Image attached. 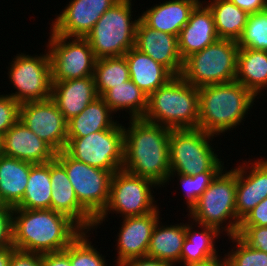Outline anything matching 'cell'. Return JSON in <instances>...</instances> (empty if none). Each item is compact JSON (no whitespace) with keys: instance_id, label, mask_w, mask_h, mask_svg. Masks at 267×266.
Here are the masks:
<instances>
[{"instance_id":"cell-39","label":"cell","mask_w":267,"mask_h":266,"mask_svg":"<svg viewBox=\"0 0 267 266\" xmlns=\"http://www.w3.org/2000/svg\"><path fill=\"white\" fill-rule=\"evenodd\" d=\"M237 235L251 248L267 253V227L239 226Z\"/></svg>"},{"instance_id":"cell-37","label":"cell","mask_w":267,"mask_h":266,"mask_svg":"<svg viewBox=\"0 0 267 266\" xmlns=\"http://www.w3.org/2000/svg\"><path fill=\"white\" fill-rule=\"evenodd\" d=\"M218 173L219 172H205L196 175L170 174L167 184L174 179V176H176L177 179L179 178L178 182L180 183V187L182 186V192H184L183 197L186 198L185 201L189 212Z\"/></svg>"},{"instance_id":"cell-41","label":"cell","mask_w":267,"mask_h":266,"mask_svg":"<svg viewBox=\"0 0 267 266\" xmlns=\"http://www.w3.org/2000/svg\"><path fill=\"white\" fill-rule=\"evenodd\" d=\"M240 226L267 227V198L263 199L241 220Z\"/></svg>"},{"instance_id":"cell-11","label":"cell","mask_w":267,"mask_h":266,"mask_svg":"<svg viewBox=\"0 0 267 266\" xmlns=\"http://www.w3.org/2000/svg\"><path fill=\"white\" fill-rule=\"evenodd\" d=\"M44 52L40 56L19 53L8 67V78L16 91L6 95L19 104L51 98V61L48 50Z\"/></svg>"},{"instance_id":"cell-7","label":"cell","mask_w":267,"mask_h":266,"mask_svg":"<svg viewBox=\"0 0 267 266\" xmlns=\"http://www.w3.org/2000/svg\"><path fill=\"white\" fill-rule=\"evenodd\" d=\"M132 6V0H119L97 20L87 34L85 39L96 59L124 56L135 47L139 18L132 20Z\"/></svg>"},{"instance_id":"cell-15","label":"cell","mask_w":267,"mask_h":266,"mask_svg":"<svg viewBox=\"0 0 267 266\" xmlns=\"http://www.w3.org/2000/svg\"><path fill=\"white\" fill-rule=\"evenodd\" d=\"M119 0H71L56 15L51 30L66 37L85 38L97 20Z\"/></svg>"},{"instance_id":"cell-45","label":"cell","mask_w":267,"mask_h":266,"mask_svg":"<svg viewBox=\"0 0 267 266\" xmlns=\"http://www.w3.org/2000/svg\"><path fill=\"white\" fill-rule=\"evenodd\" d=\"M119 266H173L169 262L150 257H139L126 260Z\"/></svg>"},{"instance_id":"cell-43","label":"cell","mask_w":267,"mask_h":266,"mask_svg":"<svg viewBox=\"0 0 267 266\" xmlns=\"http://www.w3.org/2000/svg\"><path fill=\"white\" fill-rule=\"evenodd\" d=\"M42 266H71L70 244L64 250L43 253Z\"/></svg>"},{"instance_id":"cell-34","label":"cell","mask_w":267,"mask_h":266,"mask_svg":"<svg viewBox=\"0 0 267 266\" xmlns=\"http://www.w3.org/2000/svg\"><path fill=\"white\" fill-rule=\"evenodd\" d=\"M237 44L239 48L267 51V9L249 14Z\"/></svg>"},{"instance_id":"cell-4","label":"cell","mask_w":267,"mask_h":266,"mask_svg":"<svg viewBox=\"0 0 267 266\" xmlns=\"http://www.w3.org/2000/svg\"><path fill=\"white\" fill-rule=\"evenodd\" d=\"M143 119L170 129H197L199 88L174 76L148 97Z\"/></svg>"},{"instance_id":"cell-49","label":"cell","mask_w":267,"mask_h":266,"mask_svg":"<svg viewBox=\"0 0 267 266\" xmlns=\"http://www.w3.org/2000/svg\"><path fill=\"white\" fill-rule=\"evenodd\" d=\"M2 207H10V206L5 205L3 200L0 197V208H2Z\"/></svg>"},{"instance_id":"cell-30","label":"cell","mask_w":267,"mask_h":266,"mask_svg":"<svg viewBox=\"0 0 267 266\" xmlns=\"http://www.w3.org/2000/svg\"><path fill=\"white\" fill-rule=\"evenodd\" d=\"M101 97L115 114L126 109L130 119L143 118L147 111L148 96L131 79L108 89Z\"/></svg>"},{"instance_id":"cell-1","label":"cell","mask_w":267,"mask_h":266,"mask_svg":"<svg viewBox=\"0 0 267 266\" xmlns=\"http://www.w3.org/2000/svg\"><path fill=\"white\" fill-rule=\"evenodd\" d=\"M124 129L122 169L164 187L170 175L169 134L171 129L143 118L129 119ZM164 185V186H163Z\"/></svg>"},{"instance_id":"cell-22","label":"cell","mask_w":267,"mask_h":266,"mask_svg":"<svg viewBox=\"0 0 267 266\" xmlns=\"http://www.w3.org/2000/svg\"><path fill=\"white\" fill-rule=\"evenodd\" d=\"M99 97L93 76L52 81L51 99L68 122Z\"/></svg>"},{"instance_id":"cell-13","label":"cell","mask_w":267,"mask_h":266,"mask_svg":"<svg viewBox=\"0 0 267 266\" xmlns=\"http://www.w3.org/2000/svg\"><path fill=\"white\" fill-rule=\"evenodd\" d=\"M50 31L45 46L50 56L52 81L93 76L97 59L89 42L85 38H70Z\"/></svg>"},{"instance_id":"cell-32","label":"cell","mask_w":267,"mask_h":266,"mask_svg":"<svg viewBox=\"0 0 267 266\" xmlns=\"http://www.w3.org/2000/svg\"><path fill=\"white\" fill-rule=\"evenodd\" d=\"M50 162L34 164L22 201L14 209H51Z\"/></svg>"},{"instance_id":"cell-33","label":"cell","mask_w":267,"mask_h":266,"mask_svg":"<svg viewBox=\"0 0 267 266\" xmlns=\"http://www.w3.org/2000/svg\"><path fill=\"white\" fill-rule=\"evenodd\" d=\"M93 79L99 96L108 89L130 79L129 67L124 56L97 59Z\"/></svg>"},{"instance_id":"cell-18","label":"cell","mask_w":267,"mask_h":266,"mask_svg":"<svg viewBox=\"0 0 267 266\" xmlns=\"http://www.w3.org/2000/svg\"><path fill=\"white\" fill-rule=\"evenodd\" d=\"M51 209L68 216L82 230L93 231L95 218L79 203L65 168L50 162Z\"/></svg>"},{"instance_id":"cell-38","label":"cell","mask_w":267,"mask_h":266,"mask_svg":"<svg viewBox=\"0 0 267 266\" xmlns=\"http://www.w3.org/2000/svg\"><path fill=\"white\" fill-rule=\"evenodd\" d=\"M20 104L9 95H0V135H4L19 120Z\"/></svg>"},{"instance_id":"cell-6","label":"cell","mask_w":267,"mask_h":266,"mask_svg":"<svg viewBox=\"0 0 267 266\" xmlns=\"http://www.w3.org/2000/svg\"><path fill=\"white\" fill-rule=\"evenodd\" d=\"M213 134L201 129H171L169 134L170 174L196 175L220 172L224 162L211 146ZM211 140V141H210Z\"/></svg>"},{"instance_id":"cell-5","label":"cell","mask_w":267,"mask_h":266,"mask_svg":"<svg viewBox=\"0 0 267 266\" xmlns=\"http://www.w3.org/2000/svg\"><path fill=\"white\" fill-rule=\"evenodd\" d=\"M225 168L216 175L187 215L197 224L213 226L222 234L233 236L237 235L240 226L236 214L237 167L229 171Z\"/></svg>"},{"instance_id":"cell-25","label":"cell","mask_w":267,"mask_h":266,"mask_svg":"<svg viewBox=\"0 0 267 266\" xmlns=\"http://www.w3.org/2000/svg\"><path fill=\"white\" fill-rule=\"evenodd\" d=\"M186 239V224L162 225L158 220L155 225L147 257L169 262L173 266L181 265V252Z\"/></svg>"},{"instance_id":"cell-35","label":"cell","mask_w":267,"mask_h":266,"mask_svg":"<svg viewBox=\"0 0 267 266\" xmlns=\"http://www.w3.org/2000/svg\"><path fill=\"white\" fill-rule=\"evenodd\" d=\"M83 230L70 243V262L71 266H107V260L97 251V247L92 245L90 234ZM88 234V235H87Z\"/></svg>"},{"instance_id":"cell-12","label":"cell","mask_w":267,"mask_h":266,"mask_svg":"<svg viewBox=\"0 0 267 266\" xmlns=\"http://www.w3.org/2000/svg\"><path fill=\"white\" fill-rule=\"evenodd\" d=\"M55 159L65 168L79 203L96 219L107 206L112 173L80 162L65 150Z\"/></svg>"},{"instance_id":"cell-16","label":"cell","mask_w":267,"mask_h":266,"mask_svg":"<svg viewBox=\"0 0 267 266\" xmlns=\"http://www.w3.org/2000/svg\"><path fill=\"white\" fill-rule=\"evenodd\" d=\"M159 208L142 216L124 217L116 239V266L132 258L146 257L151 235L161 216Z\"/></svg>"},{"instance_id":"cell-46","label":"cell","mask_w":267,"mask_h":266,"mask_svg":"<svg viewBox=\"0 0 267 266\" xmlns=\"http://www.w3.org/2000/svg\"><path fill=\"white\" fill-rule=\"evenodd\" d=\"M188 266H228V265H227L226 256L221 258L220 255L218 254V255H216L212 258H209L205 261L193 263V264H190Z\"/></svg>"},{"instance_id":"cell-24","label":"cell","mask_w":267,"mask_h":266,"mask_svg":"<svg viewBox=\"0 0 267 266\" xmlns=\"http://www.w3.org/2000/svg\"><path fill=\"white\" fill-rule=\"evenodd\" d=\"M124 57L128 63L130 79L148 97L174 77L165 66L135 47L128 50Z\"/></svg>"},{"instance_id":"cell-21","label":"cell","mask_w":267,"mask_h":266,"mask_svg":"<svg viewBox=\"0 0 267 266\" xmlns=\"http://www.w3.org/2000/svg\"><path fill=\"white\" fill-rule=\"evenodd\" d=\"M218 39L213 13L201 1L191 12L189 21L178 35V48L182 60L184 61L193 53L202 51Z\"/></svg>"},{"instance_id":"cell-10","label":"cell","mask_w":267,"mask_h":266,"mask_svg":"<svg viewBox=\"0 0 267 266\" xmlns=\"http://www.w3.org/2000/svg\"><path fill=\"white\" fill-rule=\"evenodd\" d=\"M65 151L74 159L112 174L124 162V129L117 122L112 128L85 137H67Z\"/></svg>"},{"instance_id":"cell-27","label":"cell","mask_w":267,"mask_h":266,"mask_svg":"<svg viewBox=\"0 0 267 266\" xmlns=\"http://www.w3.org/2000/svg\"><path fill=\"white\" fill-rule=\"evenodd\" d=\"M188 223H186V239L181 252V266L202 262L218 255L215 240L222 232L213 226L197 224L193 220ZM193 225L201 228V231H197Z\"/></svg>"},{"instance_id":"cell-17","label":"cell","mask_w":267,"mask_h":266,"mask_svg":"<svg viewBox=\"0 0 267 266\" xmlns=\"http://www.w3.org/2000/svg\"><path fill=\"white\" fill-rule=\"evenodd\" d=\"M237 166L236 214L241 222L256 205L267 198V159L260 157L253 161L244 160L242 165Z\"/></svg>"},{"instance_id":"cell-26","label":"cell","mask_w":267,"mask_h":266,"mask_svg":"<svg viewBox=\"0 0 267 266\" xmlns=\"http://www.w3.org/2000/svg\"><path fill=\"white\" fill-rule=\"evenodd\" d=\"M33 163L0 157V197L4 204L15 208L24 196Z\"/></svg>"},{"instance_id":"cell-19","label":"cell","mask_w":267,"mask_h":266,"mask_svg":"<svg viewBox=\"0 0 267 266\" xmlns=\"http://www.w3.org/2000/svg\"><path fill=\"white\" fill-rule=\"evenodd\" d=\"M135 48L165 66L174 76L181 75L184 61L179 53L178 36L157 31L139 18Z\"/></svg>"},{"instance_id":"cell-2","label":"cell","mask_w":267,"mask_h":266,"mask_svg":"<svg viewBox=\"0 0 267 266\" xmlns=\"http://www.w3.org/2000/svg\"><path fill=\"white\" fill-rule=\"evenodd\" d=\"M82 231L68 216L52 209H13L15 249L41 254L61 251Z\"/></svg>"},{"instance_id":"cell-44","label":"cell","mask_w":267,"mask_h":266,"mask_svg":"<svg viewBox=\"0 0 267 266\" xmlns=\"http://www.w3.org/2000/svg\"><path fill=\"white\" fill-rule=\"evenodd\" d=\"M246 12L256 13L267 9V0H230Z\"/></svg>"},{"instance_id":"cell-9","label":"cell","mask_w":267,"mask_h":266,"mask_svg":"<svg viewBox=\"0 0 267 266\" xmlns=\"http://www.w3.org/2000/svg\"><path fill=\"white\" fill-rule=\"evenodd\" d=\"M158 185L150 179L143 178L120 169L112 174L110 182L109 200L104 211L95 219L96 230L106 217L112 212L121 214L122 218L142 216L156 211L153 187ZM154 196V197H153ZM96 228V229H95Z\"/></svg>"},{"instance_id":"cell-8","label":"cell","mask_w":267,"mask_h":266,"mask_svg":"<svg viewBox=\"0 0 267 266\" xmlns=\"http://www.w3.org/2000/svg\"><path fill=\"white\" fill-rule=\"evenodd\" d=\"M238 52L237 41L218 39L187 57L180 76L197 88L235 81Z\"/></svg>"},{"instance_id":"cell-29","label":"cell","mask_w":267,"mask_h":266,"mask_svg":"<svg viewBox=\"0 0 267 266\" xmlns=\"http://www.w3.org/2000/svg\"><path fill=\"white\" fill-rule=\"evenodd\" d=\"M101 96L94 99L76 117L67 122V137H85L90 133L112 128L118 121Z\"/></svg>"},{"instance_id":"cell-42","label":"cell","mask_w":267,"mask_h":266,"mask_svg":"<svg viewBox=\"0 0 267 266\" xmlns=\"http://www.w3.org/2000/svg\"><path fill=\"white\" fill-rule=\"evenodd\" d=\"M9 266H42V254L15 249Z\"/></svg>"},{"instance_id":"cell-14","label":"cell","mask_w":267,"mask_h":266,"mask_svg":"<svg viewBox=\"0 0 267 266\" xmlns=\"http://www.w3.org/2000/svg\"><path fill=\"white\" fill-rule=\"evenodd\" d=\"M19 120L56 153L65 150L67 121L51 98L20 104Z\"/></svg>"},{"instance_id":"cell-20","label":"cell","mask_w":267,"mask_h":266,"mask_svg":"<svg viewBox=\"0 0 267 266\" xmlns=\"http://www.w3.org/2000/svg\"><path fill=\"white\" fill-rule=\"evenodd\" d=\"M3 154L33 164L51 162L56 156V152L20 120L3 135Z\"/></svg>"},{"instance_id":"cell-47","label":"cell","mask_w":267,"mask_h":266,"mask_svg":"<svg viewBox=\"0 0 267 266\" xmlns=\"http://www.w3.org/2000/svg\"><path fill=\"white\" fill-rule=\"evenodd\" d=\"M14 246L0 249V266H9Z\"/></svg>"},{"instance_id":"cell-40","label":"cell","mask_w":267,"mask_h":266,"mask_svg":"<svg viewBox=\"0 0 267 266\" xmlns=\"http://www.w3.org/2000/svg\"><path fill=\"white\" fill-rule=\"evenodd\" d=\"M12 207L0 208V249L12 246Z\"/></svg>"},{"instance_id":"cell-23","label":"cell","mask_w":267,"mask_h":266,"mask_svg":"<svg viewBox=\"0 0 267 266\" xmlns=\"http://www.w3.org/2000/svg\"><path fill=\"white\" fill-rule=\"evenodd\" d=\"M200 0H169L141 13L139 18L149 27L178 36Z\"/></svg>"},{"instance_id":"cell-28","label":"cell","mask_w":267,"mask_h":266,"mask_svg":"<svg viewBox=\"0 0 267 266\" xmlns=\"http://www.w3.org/2000/svg\"><path fill=\"white\" fill-rule=\"evenodd\" d=\"M235 80L257 99L263 96L262 90H267V51L239 48Z\"/></svg>"},{"instance_id":"cell-36","label":"cell","mask_w":267,"mask_h":266,"mask_svg":"<svg viewBox=\"0 0 267 266\" xmlns=\"http://www.w3.org/2000/svg\"><path fill=\"white\" fill-rule=\"evenodd\" d=\"M234 244L225 253L228 266H267V253L248 246L238 235L228 236Z\"/></svg>"},{"instance_id":"cell-48","label":"cell","mask_w":267,"mask_h":266,"mask_svg":"<svg viewBox=\"0 0 267 266\" xmlns=\"http://www.w3.org/2000/svg\"><path fill=\"white\" fill-rule=\"evenodd\" d=\"M3 155V135H0V157Z\"/></svg>"},{"instance_id":"cell-31","label":"cell","mask_w":267,"mask_h":266,"mask_svg":"<svg viewBox=\"0 0 267 266\" xmlns=\"http://www.w3.org/2000/svg\"><path fill=\"white\" fill-rule=\"evenodd\" d=\"M208 2L203 1L213 13L219 39L238 41L245 29L249 13L230 0H209Z\"/></svg>"},{"instance_id":"cell-3","label":"cell","mask_w":267,"mask_h":266,"mask_svg":"<svg viewBox=\"0 0 267 266\" xmlns=\"http://www.w3.org/2000/svg\"><path fill=\"white\" fill-rule=\"evenodd\" d=\"M255 98L236 80L200 87L198 129L222 136L238 128L236 126L245 121V116L250 113Z\"/></svg>"}]
</instances>
